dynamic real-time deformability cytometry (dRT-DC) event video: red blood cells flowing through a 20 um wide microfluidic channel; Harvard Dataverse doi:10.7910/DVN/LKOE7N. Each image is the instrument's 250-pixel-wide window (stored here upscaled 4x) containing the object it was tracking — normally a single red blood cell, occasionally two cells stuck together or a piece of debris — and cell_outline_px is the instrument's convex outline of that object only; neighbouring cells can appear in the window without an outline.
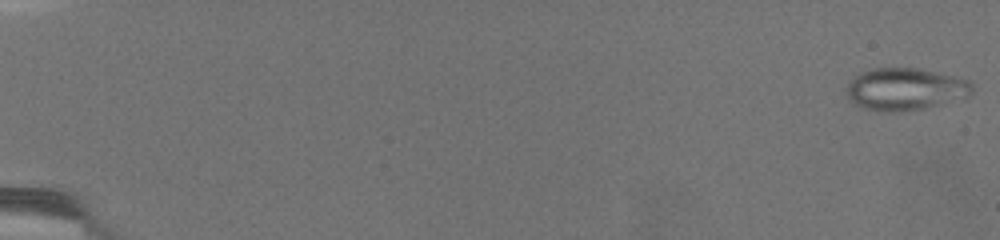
{"species": "common noctule bat (a hibernating species)", "species_latin": "Nyctalus noctula", "temperature_condition": "warm", "stored_images_in_passage": 72, "camera_frame_rate_fps": 3000, "um_per_image_px": 0.085, "animal": {"sex": "female", "body_mass_g": 19.5, "forearm_length_mm": 54.1}, "frame": {"image": 1, "passage_image": 1, "time_ms": 0.0, "image_size_px": [1000, 240], "cell_outline_px": [[972, 92], [968, 100], [924, 108], [900, 112], [884, 112], [864, 108], [852, 104], [848, 100], [848, 84], [860, 72], [872, 68], [920, 68], [956, 76], [968, 80], [972, 84]], "centroid_in_image_um": [77.02, 7.59], "position_along_channel_um": 8.0, "area_um2": 31.62}}
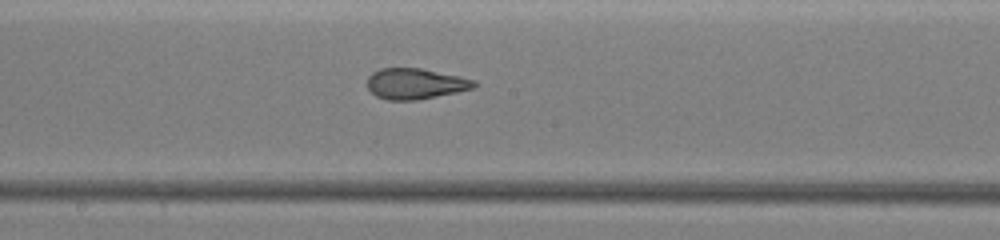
{"frame": {"image": 2, "passage_image": 42, "time_ms": 13.667, "image_size_px": [1000, 240], "cell_outline_px": [[476, 84], [472, 88], [456, 92], [416, 100], [388, 100], [376, 96], [368, 88], [368, 76], [372, 72], [380, 68], [420, 68], [460, 76], [476, 80]], "centroid_in_image_um": [35.28, 7.11], "position_along_channel_um": 212.9, "area_um2": 19.02}}
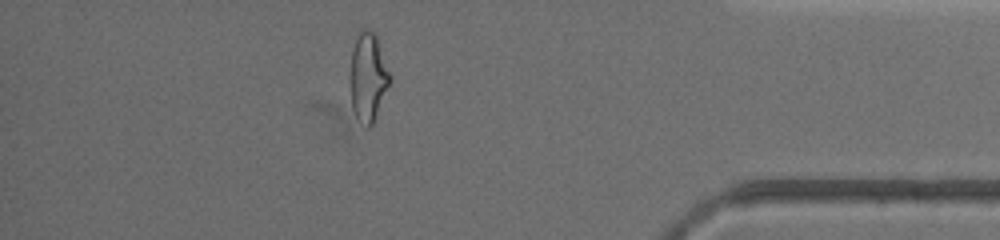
{"frame": {"image": 3, "passage_image": 64, "time_ms": 21.0, "image_size_px": [1000, 240], "cell_outline_px": [[392, 80], [376, 120], [368, 128], [356, 116], [352, 108], [352, 48], [356, 36], [364, 28], [368, 28], [376, 32], [392, 76]], "centroid_in_image_um": [31.36, 6.52], "position_along_channel_um": 403.8, "area_um2": 20.69}, "authors_computed_cell_mechanics": {"area_um2": 22.3686, "velocity_mm_per_s": 3.0137, "shape_relaxation_time_tau1_ms": null, "shape_relaxation_time_tau2_ms": 1.3746, "deformation_change_tau1": null, "deformation_change_tau2": 0.0922}}